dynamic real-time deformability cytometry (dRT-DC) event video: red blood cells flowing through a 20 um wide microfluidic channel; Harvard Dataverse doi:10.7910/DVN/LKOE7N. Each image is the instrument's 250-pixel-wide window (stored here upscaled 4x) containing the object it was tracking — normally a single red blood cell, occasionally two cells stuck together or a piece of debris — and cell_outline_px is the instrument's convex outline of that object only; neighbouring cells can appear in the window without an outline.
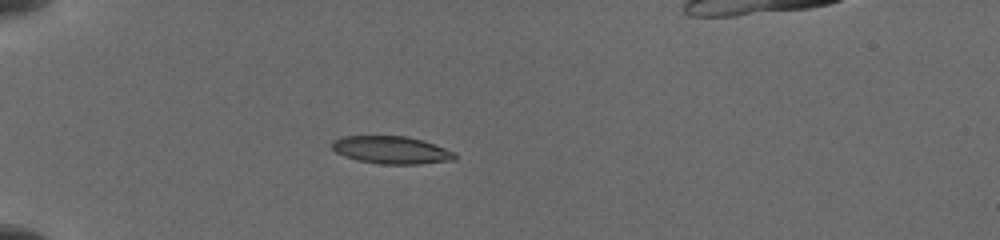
{"species": "common noctule bat (a hibernating species)", "species_latin": "Nyctalus noctula", "temperature_condition": "cold", "stored_images_in_passage": 26, "camera_frame_rate_fps": 3000, "um_per_image_px": 0.085, "animal": {"sex": "female", "body_mass_g": 19.5, "forearm_length_mm": 54.1}, "frame": {"image": 1, "passage_image": 1, "time_ms": 0.0, "image_size_px": [1000, 240], "cell_outline_px": [[456, 160], [420, 164], [384, 164], [356, 160], [344, 156], [336, 152], [332, 148], [332, 140], [344, 136], [408, 136], [424, 140], [456, 152]], "centroid_in_image_um": [33.3, 12.75], "position_along_channel_um": 51.7, "area_um2": 19.94}}
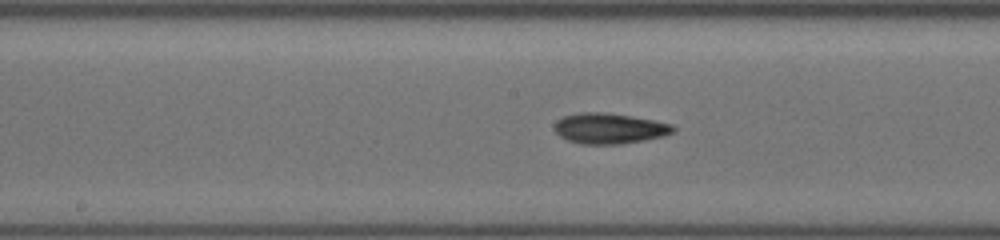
{"frame": {"image": 2, "passage_image": 14, "time_ms": 4.333, "image_size_px": [1000, 240], "cell_outline_px": [[676, 128], [672, 132], [664, 136], [644, 140], [620, 144], [580, 144], [568, 140], [560, 136], [552, 128], [556, 120], [564, 116], [580, 112], [604, 112], [632, 116], [672, 124]], "centroid_in_image_um": [51.76, 10.91], "position_along_channel_um": 196.4, "area_um2": 21.21}}
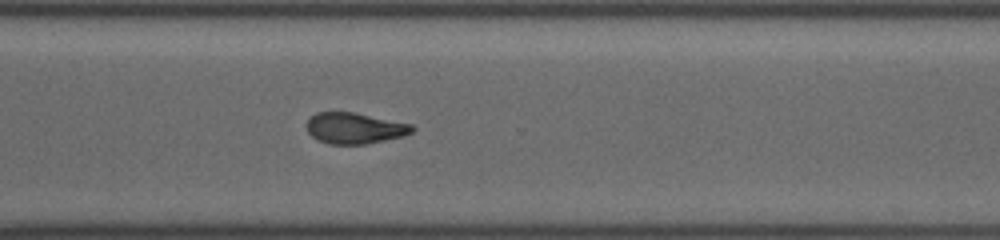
{"frame": {"image": 3, "passage_image": 26, "time_ms": 8.0, "image_size_px": [1000, 240], "cell_outline_px": [[416, 128], [412, 132], [400, 136], [364, 144], [328, 144], [316, 140], [308, 132], [304, 124], [316, 112], [356, 112], [412, 124]], "centroid_in_image_um": [30.1, 10.88], "position_along_channel_um": 340.5, "area_um2": 19.13}}